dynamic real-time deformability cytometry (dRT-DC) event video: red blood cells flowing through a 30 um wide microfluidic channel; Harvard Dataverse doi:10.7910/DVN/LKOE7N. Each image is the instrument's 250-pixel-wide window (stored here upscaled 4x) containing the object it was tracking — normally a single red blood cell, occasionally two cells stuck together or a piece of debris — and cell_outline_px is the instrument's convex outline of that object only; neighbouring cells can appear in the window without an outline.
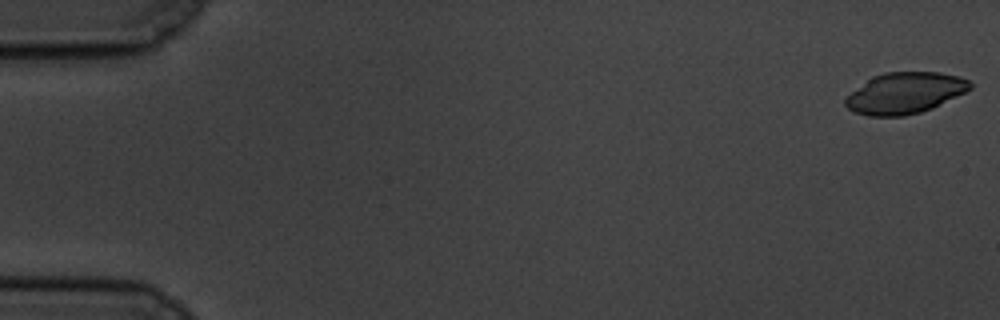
{"species": "common noctule bat (a hibernating species)", "species_latin": "Nyctalus noctula", "temperature_condition": "cold", "stored_images_in_passage": 58, "camera_frame_rate_fps": 3000, "um_per_image_px": 0.085, "animal": {"sex": "male", "body_mass_g": 19.5, "forearm_length_mm": 54.6}, "frame": {"image": 1, "passage_image": 1, "time_ms": 0.0, "image_size_px": [1000, 320], "cell_outline_px": [[972, 88], [932, 108], [920, 112], [904, 116], [868, 116], [852, 112], [844, 104], [844, 100], [852, 92], [872, 76], [884, 72], [940, 72], [960, 76], [968, 80], [972, 84]], "centroid_in_image_um": [76.9, 7.91], "position_along_channel_um": 8.1, "area_um2": 29.82}}